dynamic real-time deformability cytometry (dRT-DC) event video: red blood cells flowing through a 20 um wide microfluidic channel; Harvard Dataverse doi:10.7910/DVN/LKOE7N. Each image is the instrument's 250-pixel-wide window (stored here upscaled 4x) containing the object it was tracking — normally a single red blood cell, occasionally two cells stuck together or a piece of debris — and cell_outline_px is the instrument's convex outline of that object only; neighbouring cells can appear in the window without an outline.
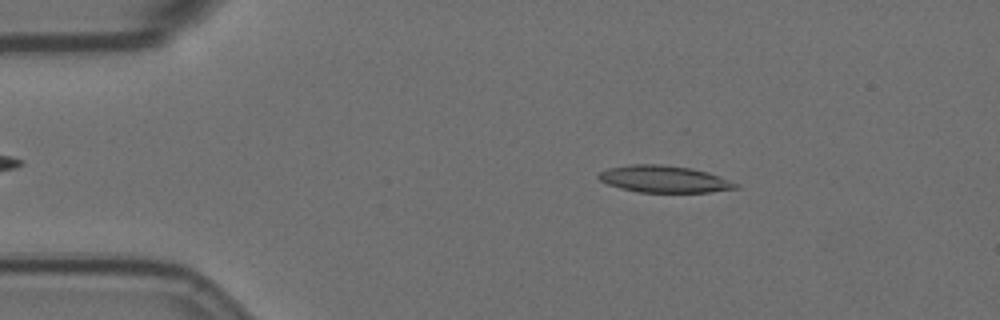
{"species": "Egyptian fruit bat (a non-hibernating species)", "species_latin": "Rousettus aegyptiacus", "temperature_condition": "room temperature", "stored_images_in_passage": 50, "camera_frame_rate_fps": 3000, "um_per_image_px": 0.085, "animal": {"sex": "female"}, "frame": {"image": 1, "passage_image": 3, "time_ms": 0.667, "image_size_px": [1000, 320], "cell_outline_px": [[740, 188], [708, 192], [640, 192], [620, 188], [608, 184], [600, 180], [596, 176], [600, 172], [608, 168], [632, 164], [660, 164], [692, 168], [708, 172], [740, 184]], "centroid_in_image_um": [56.47, 15.22], "position_along_channel_um": 28.5, "area_um2": 21.5}}
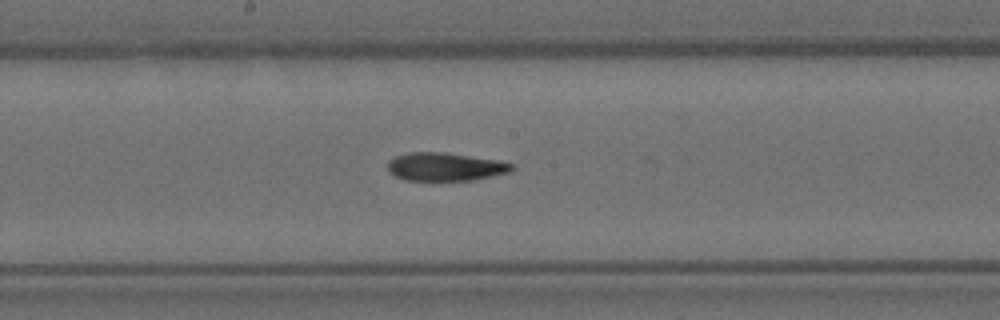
{"frame": {"image": 2, "passage_image": 23, "time_ms": 7.333, "image_size_px": [1000, 320], "cell_outline_px": [[516, 168], [512, 172], [472, 180], [404, 180], [388, 172], [388, 164], [396, 156], [408, 152], [444, 152], [496, 160], [516, 164]], "centroid_in_image_um": [37.89, 14.18], "position_along_channel_um": 210.3, "area_um2": 20.4}}
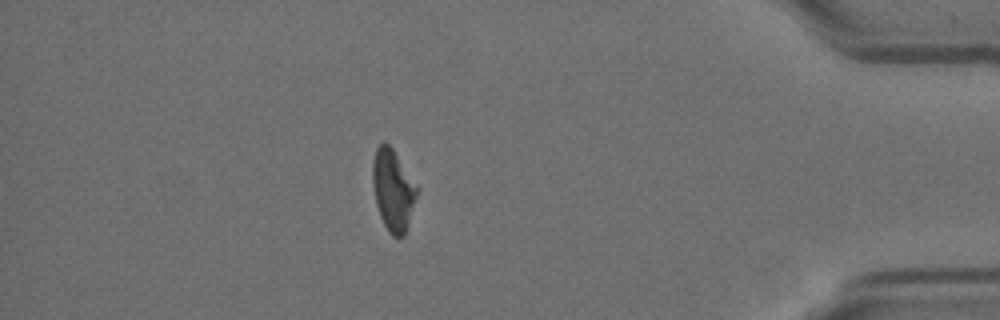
{"frame": {"image": 3, "passage_image": 43, "time_ms": 14.0, "image_size_px": [1000, 320], "cell_outline_px": [[420, 188], [404, 236], [392, 236], [388, 232], [380, 216], [376, 204], [372, 184], [372, 160], [376, 148], [384, 140], [392, 148]], "centroid_in_image_um": [33.41, 16.13], "position_along_channel_um": 401.8, "area_um2": 21.27}, "authors_computed_cell_mechanics": {"area_um2": 21.2126, "velocity_mm_per_s": 3.5272, "shape_relaxation_time_tau1_ms": 7.7444, "shape_relaxation_time_tau2_ms": 7.363, "deformation_change_tau1": 0.2147, "deformation_change_tau2": 0.1793}}